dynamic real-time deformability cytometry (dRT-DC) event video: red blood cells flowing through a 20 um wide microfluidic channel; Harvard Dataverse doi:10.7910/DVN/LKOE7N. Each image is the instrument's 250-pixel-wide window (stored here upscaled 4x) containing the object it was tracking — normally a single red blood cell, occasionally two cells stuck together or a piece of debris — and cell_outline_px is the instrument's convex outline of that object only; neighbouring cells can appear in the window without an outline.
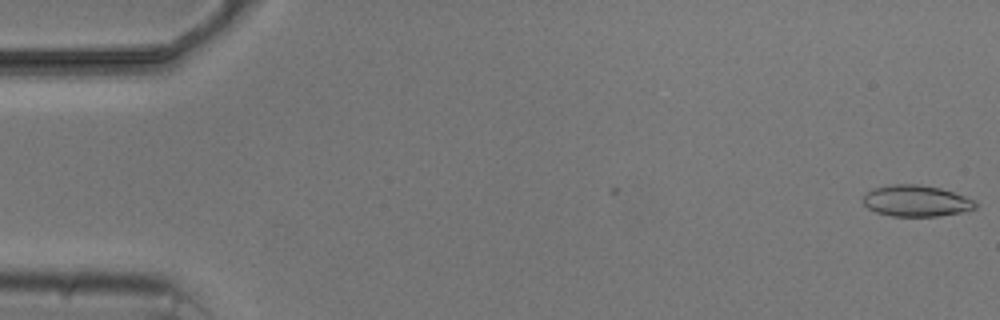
{"species": "common noctule bat (a hibernating species)", "species_latin": "Nyctalus noctula", "temperature_condition": "cold", "stored_images_in_passage": 6, "camera_frame_rate_fps": 3000, "um_per_image_px": 0.085, "animal": {"sex": "male", "body_mass_g": 20.5, "forearm_length_mm": 52.5}, "frame": {"image": 1, "passage_image": 1, "time_ms": 0.0, "image_size_px": [1000, 320], "cell_outline_px": [[976, 208], [968, 212], [936, 216], [892, 216], [876, 212], [868, 208], [860, 200], [872, 188], [892, 184], [916, 184], [940, 188], [976, 200]], "centroid_in_image_um": [77.88, 17.08], "position_along_channel_um": 7.1, "area_um2": 20.63}}
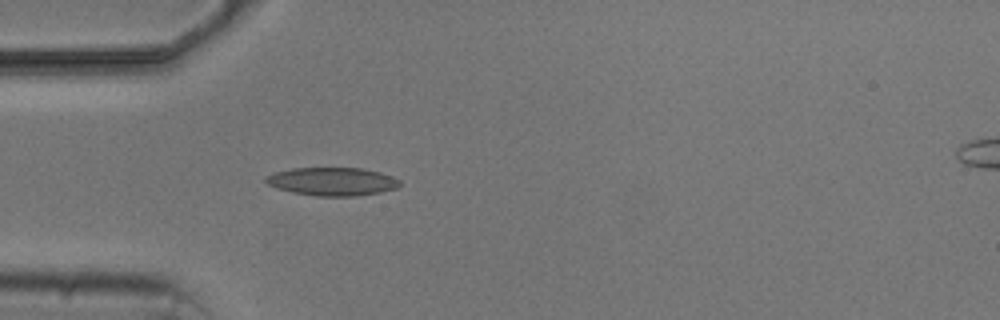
{"frame": {"image": 2, "passage_image": 5, "time_ms": 5.0, "image_size_px": [1000, 320], "cell_outline_px": [[400, 184], [396, 188], [380, 192], [356, 196], [316, 196], [292, 192], [276, 188], [268, 184], [264, 180], [264, 176], [276, 172], [292, 168], [364, 168], [380, 172], [392, 176], [400, 180]], "centroid_in_image_um": [28.23, 15.42], "position_along_channel_um": 56.8, "area_um2": 22.08}}